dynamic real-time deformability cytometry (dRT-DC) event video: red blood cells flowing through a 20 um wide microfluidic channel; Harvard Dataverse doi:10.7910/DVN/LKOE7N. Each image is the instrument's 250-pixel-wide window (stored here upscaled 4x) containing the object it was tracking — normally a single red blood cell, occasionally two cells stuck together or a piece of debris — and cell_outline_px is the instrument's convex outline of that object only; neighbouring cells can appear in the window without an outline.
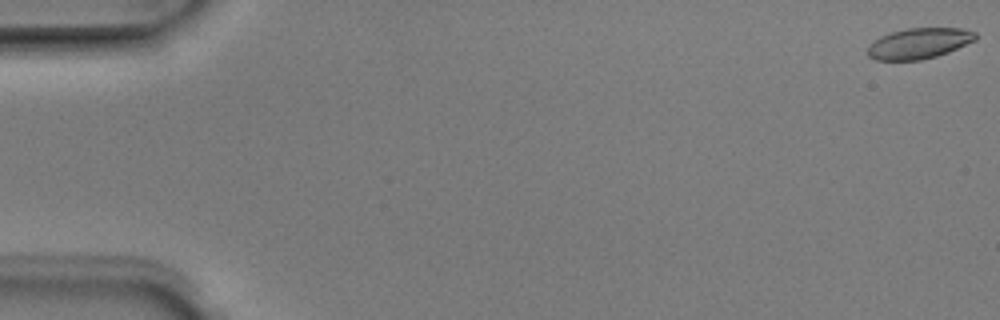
{"species": "Egyptian fruit bat (a non-hibernating species)", "species_latin": "Rousettus aegyptiacus", "temperature_condition": "room temperature", "stored_images_in_passage": 5, "camera_frame_rate_fps": 3000, "um_per_image_px": 0.085, "animal": {"sex": "male"}, "frame": {"image": 1, "passage_image": 1, "time_ms": 0.0, "image_size_px": [1000, 320], "cell_outline_px": [[976, 40], [948, 52], [936, 56], [920, 60], [876, 60], [868, 56], [868, 48], [880, 36], [892, 32], [908, 28], [964, 28], [976, 32]], "centroid_in_image_um": [78.15, 3.68], "position_along_channel_um": 6.9, "area_um2": 19.13}}
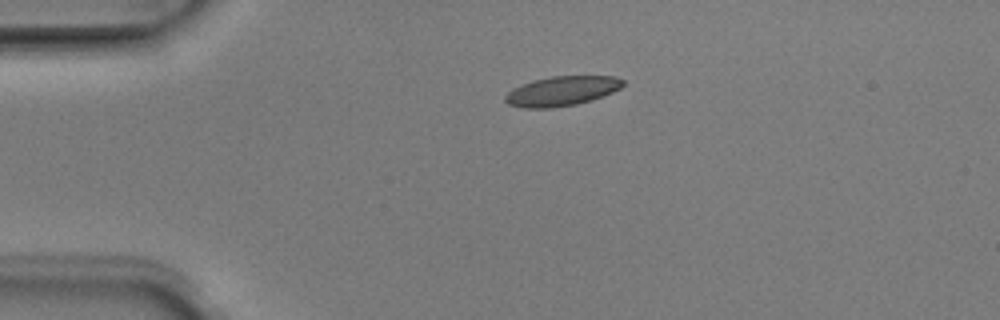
{"frame": {"image": 2, "passage_image": 4, "time_ms": 1.0, "image_size_px": [1000, 320], "cell_outline_px": [[624, 84], [620, 88], [612, 92], [592, 100], [576, 104], [552, 108], [524, 108], [508, 104], [504, 100], [504, 96], [512, 88], [532, 80], [552, 76], [616, 76], [624, 80]], "centroid_in_image_um": [47.73, 7.74], "position_along_channel_um": 37.3, "area_um2": 20.4}}